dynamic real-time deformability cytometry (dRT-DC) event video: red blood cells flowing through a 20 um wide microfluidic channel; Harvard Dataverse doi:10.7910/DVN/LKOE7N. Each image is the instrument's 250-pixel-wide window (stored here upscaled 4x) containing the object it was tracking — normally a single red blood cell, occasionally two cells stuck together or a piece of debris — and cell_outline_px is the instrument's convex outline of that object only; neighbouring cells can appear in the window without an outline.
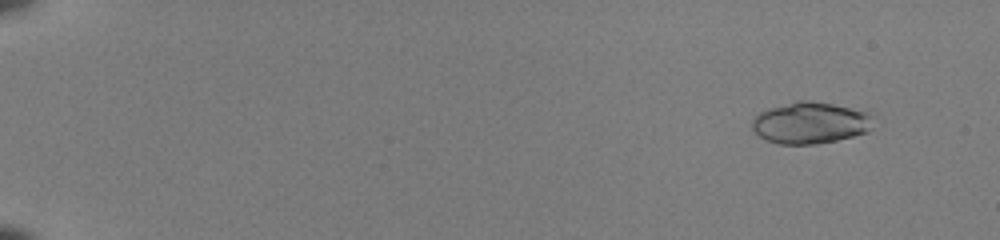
{"species": "common noctule bat (a hibernating species)", "species_latin": "Nyctalus noctula", "temperature_condition": "room temperature", "stored_images_in_passage": 52, "camera_frame_rate_fps": 3000, "um_per_image_px": 0.085, "animal": {"sex": "female", "body_mass_g": 22.0, "forearm_length_mm": 56.7}, "frame": {"image": 1, "passage_image": 5, "time_ms": 1.333, "image_size_px": [1000, 240], "cell_outline_px": [[872, 128], [868, 132], [836, 140], [816, 144], [780, 144], [768, 140], [760, 136], [752, 128], [752, 120], [760, 112], [768, 108], [796, 100], [808, 100], [832, 104], [864, 112], [868, 116]], "centroid_in_image_um": [68.81, 10.44], "position_along_channel_um": 16.2, "area_um2": 28.84}}
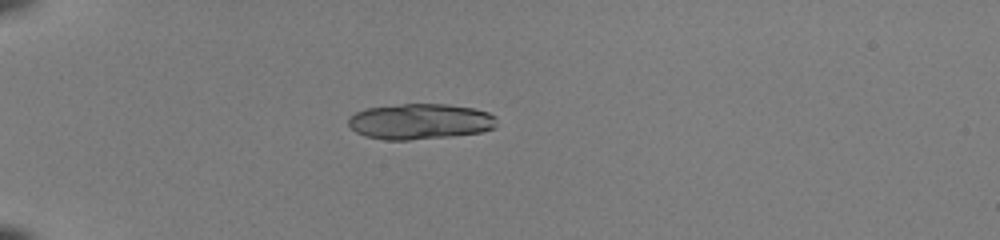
{"frame": {"image": 2, "passage_image": 17, "time_ms": 5.333, "image_size_px": [1000, 240], "cell_outline_px": [[496, 128], [480, 132], [452, 136], [408, 140], [384, 140], [364, 136], [356, 132], [348, 124], [348, 116], [364, 108], [404, 104], [448, 104], [472, 108], [488, 112], [496, 116]], "centroid_in_image_um": [35.69, 10.33], "position_along_channel_um": 49.3, "area_um2": 31.04}, "authors_computed_cell_mechanics": {"area_um2": 28.0619, "velocity_mm_per_s": 4.1075, "shape_relaxation_time_tau1_ms": 7.1106, "shape_relaxation_time_tau2_ms": 2.3731, "deformation_change_tau1": 0.2517, "deformation_change_tau2": 0.098}}